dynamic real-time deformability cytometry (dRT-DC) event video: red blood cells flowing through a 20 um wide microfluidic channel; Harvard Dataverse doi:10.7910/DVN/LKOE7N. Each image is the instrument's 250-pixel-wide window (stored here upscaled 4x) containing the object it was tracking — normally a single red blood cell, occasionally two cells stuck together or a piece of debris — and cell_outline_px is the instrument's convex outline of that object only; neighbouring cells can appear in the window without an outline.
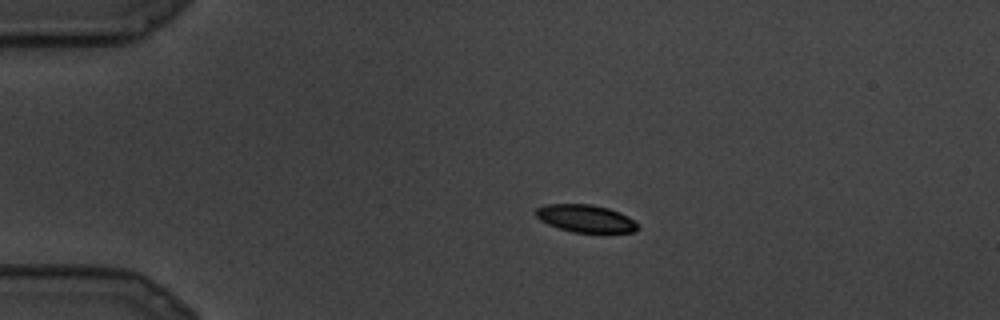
{"species": "common noctule bat (a hibernating species)", "species_latin": "Nyctalus noctula", "temperature_condition": "cold", "stored_images_in_passage": 25, "camera_frame_rate_fps": 3000, "um_per_image_px": 0.085, "animal": {"sex": "male", "body_mass_g": 19.5, "forearm_length_mm": 54.6}, "frame": {"image": 1, "passage_image": 5, "time_ms": 1.333, "image_size_px": [1000, 320], "cell_outline_px": [[640, 228], [636, 232], [572, 232], [548, 224], [540, 220], [536, 216], [536, 208], [544, 204], [592, 204], [608, 208], [620, 212], [628, 216]], "centroid_in_image_um": [49.77, 18.56], "position_along_channel_um": 35.2, "area_um2": 16.3}}
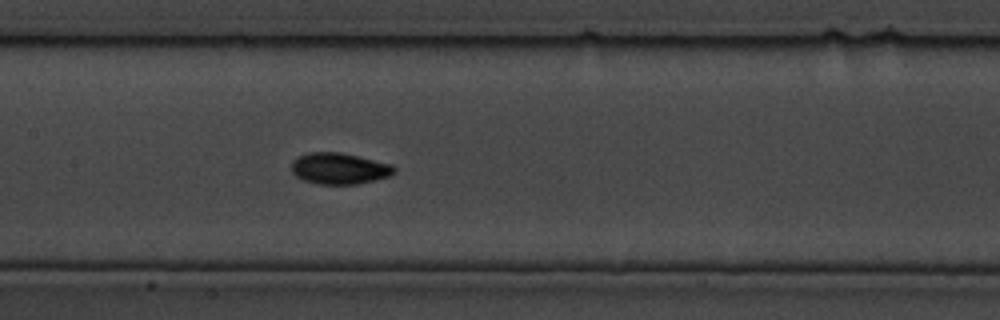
{"frame": {"image": 2, "passage_image": 13, "time_ms": 4.0, "image_size_px": [1000, 320], "cell_outline_px": [[396, 172], [388, 176], [356, 184], [320, 184], [304, 180], [296, 176], [292, 172], [292, 160], [296, 156], [308, 152], [340, 152], [392, 164], [396, 168]], "centroid_in_image_um": [28.81, 14.31], "position_along_channel_um": 178.6, "area_um2": 18.67}}
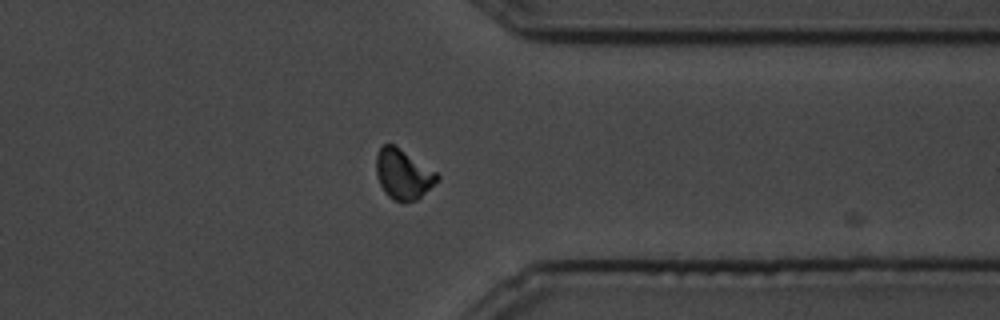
{"frame": {"image": 3, "passage_image": 21, "time_ms": 6.667, "image_size_px": [1000, 320], "cell_outline_px": [[440, 180], [416, 200], [396, 200], [388, 196], [384, 192], [380, 184], [376, 172], [376, 156], [380, 148], [384, 144], [392, 144], [400, 148], [436, 172], [440, 176]], "centroid_in_image_um": [34.27, 14.79], "position_along_channel_um": 377.1, "area_um2": 17.46}}